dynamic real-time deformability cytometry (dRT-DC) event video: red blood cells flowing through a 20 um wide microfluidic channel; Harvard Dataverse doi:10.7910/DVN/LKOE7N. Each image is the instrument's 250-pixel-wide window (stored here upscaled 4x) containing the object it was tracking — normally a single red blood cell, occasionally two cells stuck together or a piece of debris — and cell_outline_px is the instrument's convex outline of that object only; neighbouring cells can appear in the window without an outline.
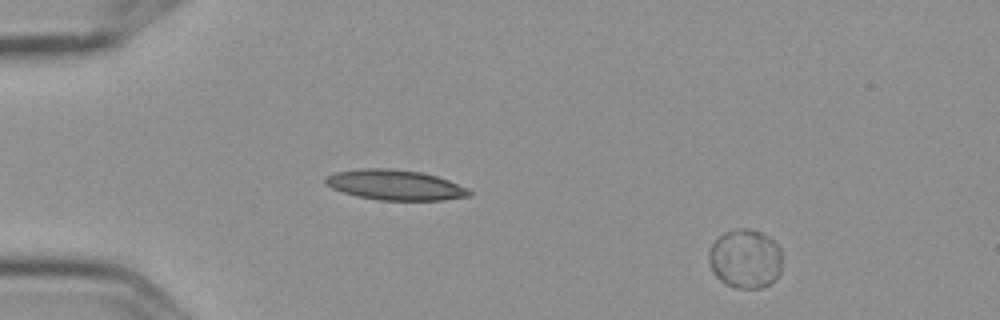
{"species": "Egyptian fruit bat (a non-hibernating species)", "species_latin": "Rousettus aegyptiacus", "temperature_condition": "cold", "stored_images_in_passage": 4, "camera_frame_rate_fps": 3000, "um_per_image_px": 0.085, "frame": {"image": 1, "passage_image": 1, "time_ms": 0.0, "image_size_px": [1000, 320], "cell_outline_px": [[780, 272], [768, 284], [760, 288], [736, 288], [724, 284], [712, 272], [708, 260], [708, 252], [712, 244], [724, 232], [736, 228], [748, 228], [760, 232], [768, 236], [780, 248]], "centroid_in_image_um": [63.3, 21.99], "position_along_channel_um": 21.7, "area_um2": 25.2}}